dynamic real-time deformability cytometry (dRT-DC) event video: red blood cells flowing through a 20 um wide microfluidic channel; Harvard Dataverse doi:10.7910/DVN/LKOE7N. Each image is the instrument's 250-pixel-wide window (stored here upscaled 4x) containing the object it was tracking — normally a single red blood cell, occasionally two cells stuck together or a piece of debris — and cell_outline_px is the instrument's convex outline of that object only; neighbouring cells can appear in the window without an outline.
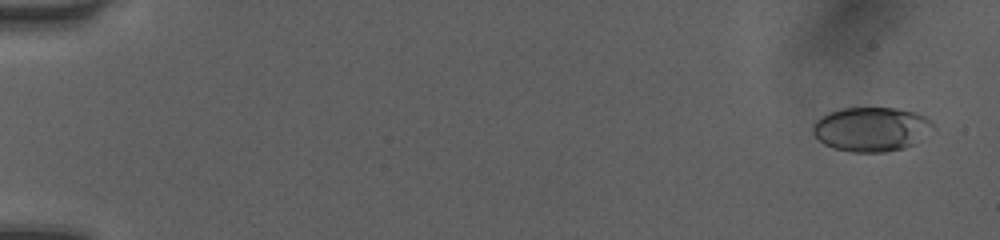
{"species": "human", "species_latin": "Homo sapiens", "temperature_condition": "room temperature", "stored_images_in_passage": 52, "camera_frame_rate_fps": 3000, "um_per_image_px": 0.085, "donor": {"sex": "female"}, "frame": {"image": 1, "passage_image": 3, "time_ms": 0.667, "image_size_px": [1000, 240], "cell_outline_px": [[936, 128], [916, 144], [904, 148], [884, 152], [852, 152], [832, 148], [824, 144], [812, 132], [812, 124], [820, 116], [828, 112], [840, 108], [896, 108], [916, 112], [932, 120], [936, 124]], "centroid_in_image_um": [74.1, 10.98], "position_along_channel_um": 10.9, "area_um2": 31.62}}
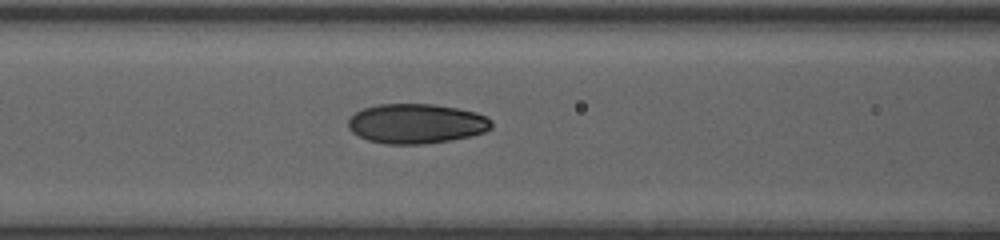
{"frame": {"image": 2, "passage_image": 24, "time_ms": 7.667, "image_size_px": [1000, 240], "cell_outline_px": [[492, 128], [484, 132], [452, 140], [424, 144], [388, 144], [368, 140], [352, 132], [348, 128], [348, 120], [356, 112], [364, 108], [376, 104], [432, 104], [456, 108], [476, 112], [492, 120]], "centroid_in_image_um": [35.38, 10.51], "position_along_channel_um": 131.2, "area_um2": 33.12}}
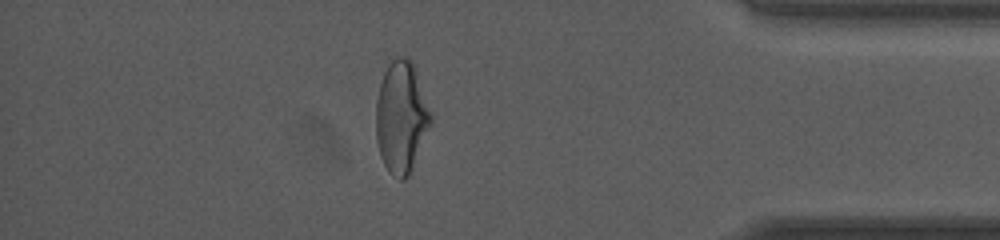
{"frame": {"image": 3, "passage_image": 46, "time_ms": 15.0, "image_size_px": [1000, 240], "cell_outline_px": [[432, 120], [408, 176], [404, 180], [400, 180], [388, 172], [380, 156], [376, 140], [376, 100], [380, 84], [384, 72], [388, 64], [392, 60], [400, 56], [404, 56], [412, 60], [416, 64], [432, 116]], "centroid_in_image_um": [34.11, 9.9], "position_along_channel_um": 401.1, "area_um2": 35.84}, "authors_computed_cell_mechanics": {"area_um2": 32.5703, "velocity_mm_per_s": 4.0757, "shape_relaxation_time_tau1_ms": 5.1064, "shape_relaxation_time_tau2_ms": 1.0396, "deformation_change_tau1": 0.1592, "deformation_change_tau2": 0.0579}}